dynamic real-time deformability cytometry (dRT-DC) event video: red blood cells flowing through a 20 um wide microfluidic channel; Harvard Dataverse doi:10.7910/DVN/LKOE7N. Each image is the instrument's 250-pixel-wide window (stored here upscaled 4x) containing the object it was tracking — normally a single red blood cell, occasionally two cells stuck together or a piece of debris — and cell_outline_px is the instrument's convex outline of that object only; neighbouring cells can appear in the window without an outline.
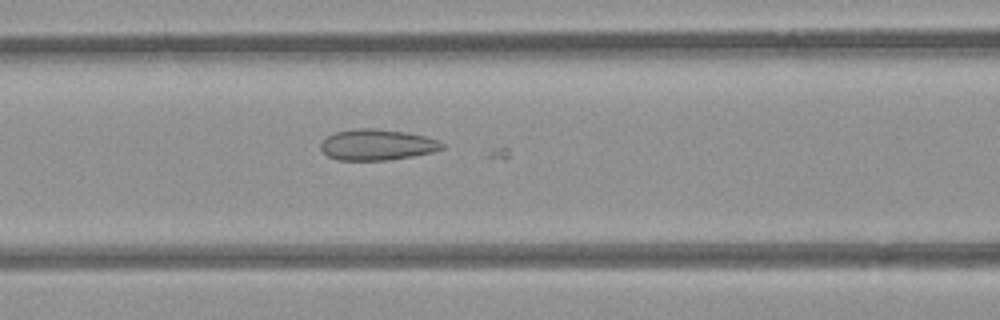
{"species": "common noctule bat (a hibernating species)", "species_latin": "Nyctalus noctula", "temperature_condition": "room temperature", "stored_images_in_passage": 25, "camera_frame_rate_fps": 3000, "um_per_image_px": 0.085, "animal": {"sex": "female", "body_mass_g": 21.9}, "frame": {"image": 1, "passage_image": 7, "time_ms": 2.0, "image_size_px": [1000, 320], "cell_outline_px": [[444, 148], [432, 152], [412, 156], [388, 160], [336, 160], [328, 156], [320, 148], [320, 144], [328, 136], [336, 132], [356, 128], [376, 128], [404, 132], [424, 136], [436, 140], [444, 144]], "centroid_in_image_um": [32.03, 12.3], "position_along_channel_um": 134.6, "area_um2": 21.73}}
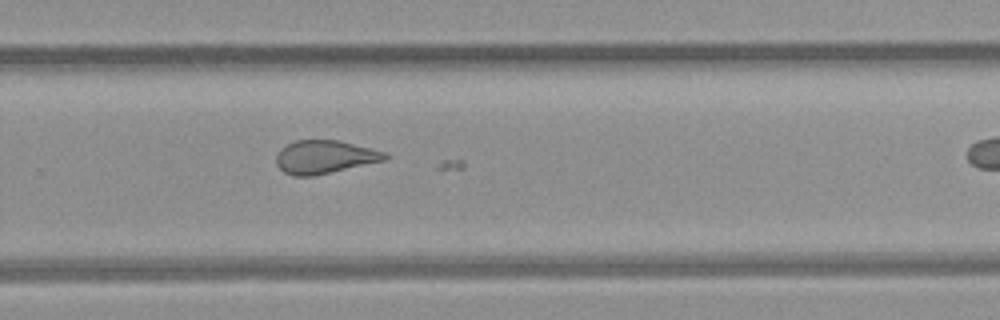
{"frame": {"image": 2, "passage_image": 20, "time_ms": 6.333, "image_size_px": [1000, 320], "cell_outline_px": [[388, 160], [312, 176], [292, 176], [284, 172], [276, 164], [276, 156], [280, 148], [296, 140], [340, 140], [384, 152], [388, 156]], "centroid_in_image_um": [27.58, 13.34], "position_along_channel_um": 302.2, "area_um2": 21.04}}